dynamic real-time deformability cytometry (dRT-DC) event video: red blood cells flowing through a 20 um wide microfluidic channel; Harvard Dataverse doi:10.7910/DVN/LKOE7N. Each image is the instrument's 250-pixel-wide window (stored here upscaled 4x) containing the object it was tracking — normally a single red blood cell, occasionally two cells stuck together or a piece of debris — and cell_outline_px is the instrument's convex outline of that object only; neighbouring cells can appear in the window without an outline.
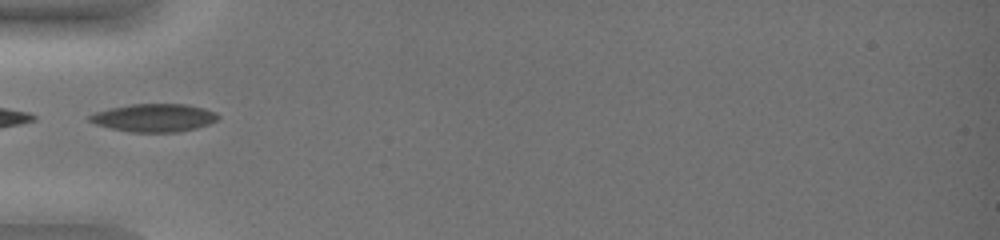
{"species": "common noctule bat (a hibernating species)", "species_latin": "Nyctalus noctula", "temperature_condition": "warm", "stored_images_in_passage": 26, "camera_frame_rate_fps": 3000, "um_per_image_px": 0.085, "animal": {"sex": "female", "body_mass_g": 19.0, "forearm_length_mm": 51.5}, "frame": {"image": 1, "passage_image": 1, "time_ms": 0.0, "image_size_px": [1000, 240], "cell_outline_px": [[220, 116], [216, 120], [208, 124], [196, 128], [180, 132], [132, 132], [112, 128], [96, 124], [88, 120], [88, 116], [96, 112], [108, 108], [128, 104], [188, 104], [204, 108], [216, 112]], "centroid_in_image_um": [13.11, 10.0], "position_along_channel_um": 71.9, "area_um2": 20.98}}
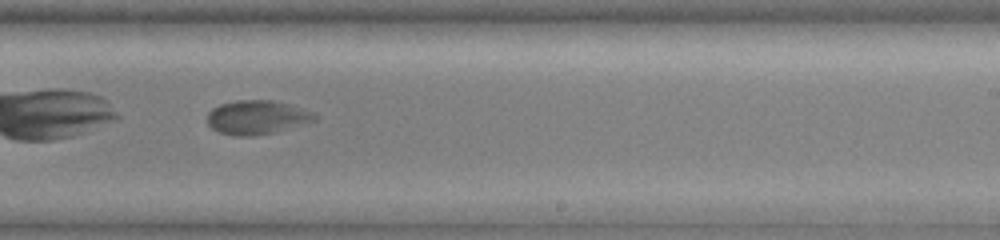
{"frame": {"image": 2, "passage_image": 16, "time_ms": 5.0, "image_size_px": [1000, 240], "cell_outline_px": [[316, 120], [276, 132], [256, 136], [232, 136], [220, 132], [212, 128], [208, 124], [208, 112], [212, 108], [220, 104], [236, 100], [272, 100], [288, 104], [316, 112]], "centroid_in_image_um": [21.84, 9.98], "position_along_channel_um": 267.2, "area_um2": 21.39}}
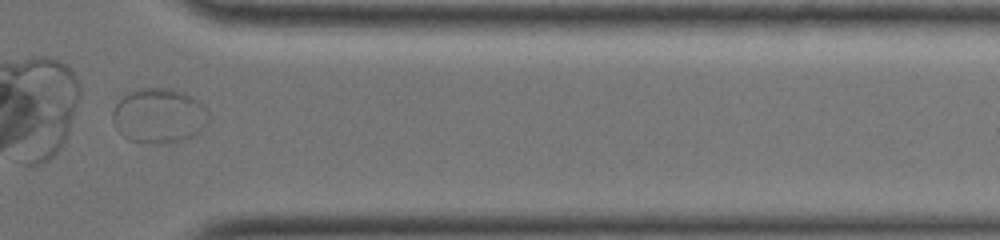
{"frame": {"image": 3, "passage_image": 26, "time_ms": 8.333, "image_size_px": [1000, 240], "cell_outline_px": [[208, 124], [196, 136], [184, 140], [168, 144], [156, 144], [128, 140], [116, 128], [112, 120], [112, 112], [116, 104], [124, 92], [136, 88], [172, 88], [184, 92], [192, 96], [204, 104], [208, 108]], "centroid_in_image_um": [13.53, 9.83], "position_along_channel_um": 397.9, "area_um2": 31.62}}